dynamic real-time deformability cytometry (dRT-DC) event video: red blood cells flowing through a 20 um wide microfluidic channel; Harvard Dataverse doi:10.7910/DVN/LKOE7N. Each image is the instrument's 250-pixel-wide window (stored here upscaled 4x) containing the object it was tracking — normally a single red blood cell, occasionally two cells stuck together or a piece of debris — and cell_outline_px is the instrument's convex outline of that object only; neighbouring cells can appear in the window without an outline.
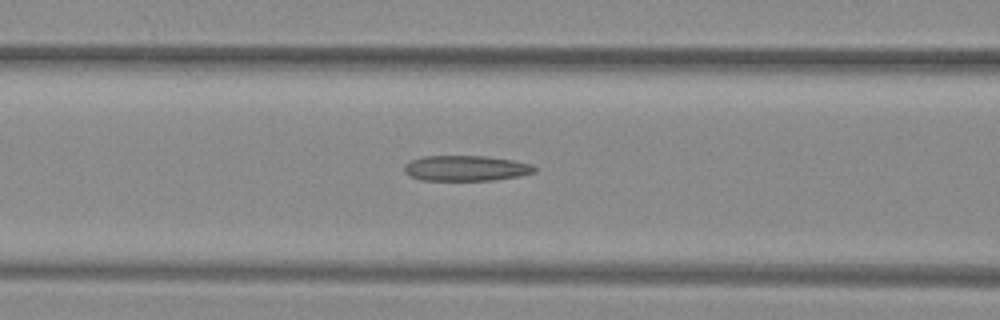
{"species": "common noctule bat (a hibernating species)", "species_latin": "Nyctalus noctula", "temperature_condition": "warm", "stored_images_in_passage": 18, "camera_frame_rate_fps": 3000, "um_per_image_px": 0.085, "animal": {"sex": "female", "body_mass_g": 29.2, "forearm_length_mm": 56.3}, "frame": {"image": 1, "passage_image": 16, "time_ms": 5.0, "image_size_px": [1000, 320], "cell_outline_px": [[536, 172], [520, 176], [492, 180], [420, 180], [408, 176], [404, 172], [404, 164], [412, 160], [424, 156], [484, 156], [512, 160], [532, 164], [536, 168]], "centroid_in_image_um": [39.59, 14.3], "position_along_channel_um": 127.0, "area_um2": 19.36}}